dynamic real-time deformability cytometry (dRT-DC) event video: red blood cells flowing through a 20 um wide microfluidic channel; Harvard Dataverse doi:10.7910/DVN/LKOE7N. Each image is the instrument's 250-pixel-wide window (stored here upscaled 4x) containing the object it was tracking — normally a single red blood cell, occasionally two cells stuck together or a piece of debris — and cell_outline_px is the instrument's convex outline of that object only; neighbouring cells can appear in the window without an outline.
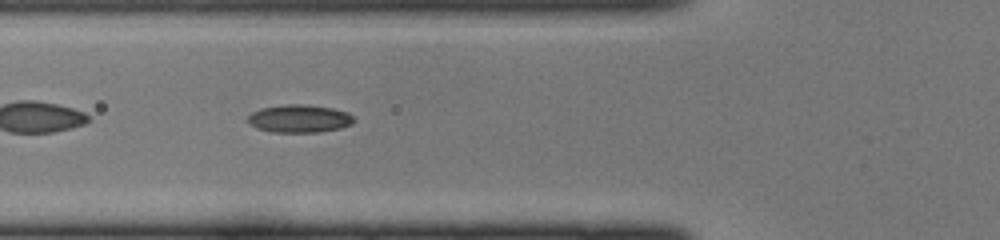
{"species": "common noctule bat (a hibernating species)", "species_latin": "Nyctalus noctula", "temperature_condition": "cold", "stored_images_in_passage": 39, "camera_frame_rate_fps": 3000, "um_per_image_px": 0.085, "animal": {"sex": "female", "body_mass_g": 22.0, "forearm_length_mm": 56.7}, "frame": {"image": 1, "passage_image": 11, "time_ms": 3.333, "image_size_px": [1000, 240], "cell_outline_px": [[356, 120], [352, 124], [340, 128], [320, 132], [272, 132], [256, 128], [248, 120], [248, 116], [252, 112], [260, 108], [288, 104], [304, 104], [332, 108], [348, 112]], "centroid_in_image_um": [25.47, 10.08], "position_along_channel_um": 100.3, "area_um2": 17.22}}
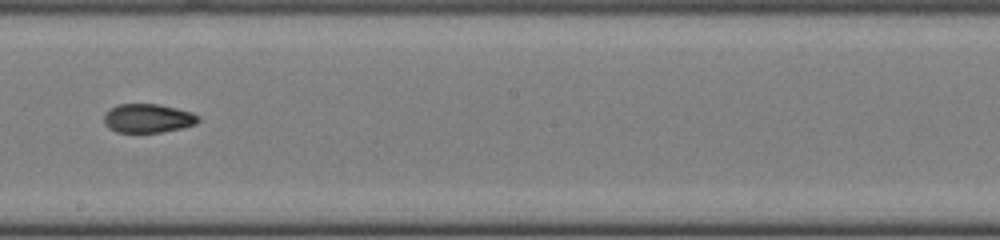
{"frame": {"image": 2, "passage_image": 20, "time_ms": 6.333, "image_size_px": [1000, 240], "cell_outline_px": [[200, 120], [196, 124], [180, 128], [160, 132], [116, 132], [108, 128], [104, 124], [104, 112], [120, 104], [160, 104], [192, 112], [200, 116]], "centroid_in_image_um": [12.57, 10.05], "position_along_channel_um": 235.6, "area_um2": 15.9}}
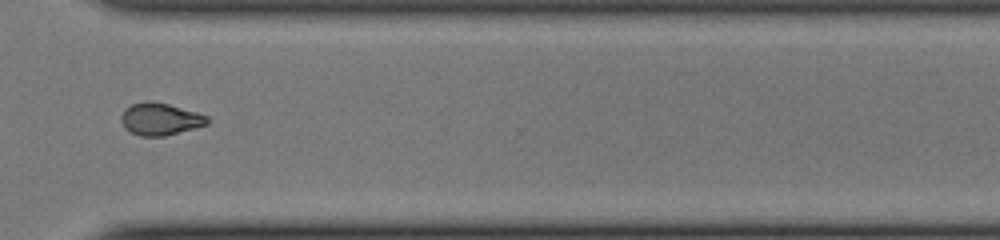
{"frame": {"image": 3, "passage_image": 28, "time_ms": 9.0, "image_size_px": [1000, 240], "cell_outline_px": [[208, 124], [164, 136], [140, 136], [124, 128], [120, 120], [120, 116], [124, 108], [132, 104], [144, 100], [152, 100], [168, 104], [196, 112], [208, 116]], "centroid_in_image_um": [13.56, 10.1], "position_along_channel_um": 357.0, "area_um2": 16.24}}